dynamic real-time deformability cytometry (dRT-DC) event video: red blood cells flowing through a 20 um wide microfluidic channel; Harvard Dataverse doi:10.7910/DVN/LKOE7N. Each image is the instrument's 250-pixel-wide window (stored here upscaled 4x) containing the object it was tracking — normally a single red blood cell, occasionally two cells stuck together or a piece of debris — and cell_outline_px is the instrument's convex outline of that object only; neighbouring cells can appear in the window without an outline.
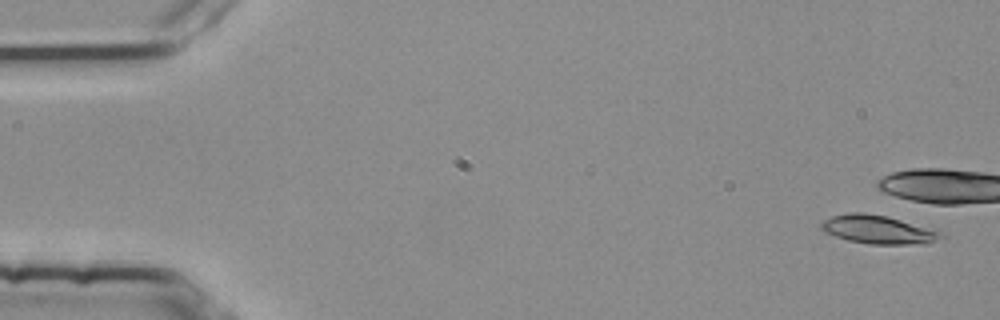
{"species": "common noctule bat (a hibernating species)", "species_latin": "Nyctalus noctula", "temperature_condition": "room temperature", "stored_images_in_passage": 4, "camera_frame_rate_fps": 3000, "um_per_image_px": 0.085, "animal": {"sex": "female", "body_mass_g": 25.1}, "frame": {"image": 1, "passage_image": 1, "time_ms": 0.0, "image_size_px": [1000, 320], "cell_outline_px": [[944, 236], [928, 244], [868, 244], [848, 240], [824, 232], [820, 228], [820, 224], [824, 220], [832, 216], [848, 212], [864, 212], [888, 216], [940, 232]], "centroid_in_image_um": [74.59, 19.51], "position_along_channel_um": 10.4, "area_um2": 19.77}}